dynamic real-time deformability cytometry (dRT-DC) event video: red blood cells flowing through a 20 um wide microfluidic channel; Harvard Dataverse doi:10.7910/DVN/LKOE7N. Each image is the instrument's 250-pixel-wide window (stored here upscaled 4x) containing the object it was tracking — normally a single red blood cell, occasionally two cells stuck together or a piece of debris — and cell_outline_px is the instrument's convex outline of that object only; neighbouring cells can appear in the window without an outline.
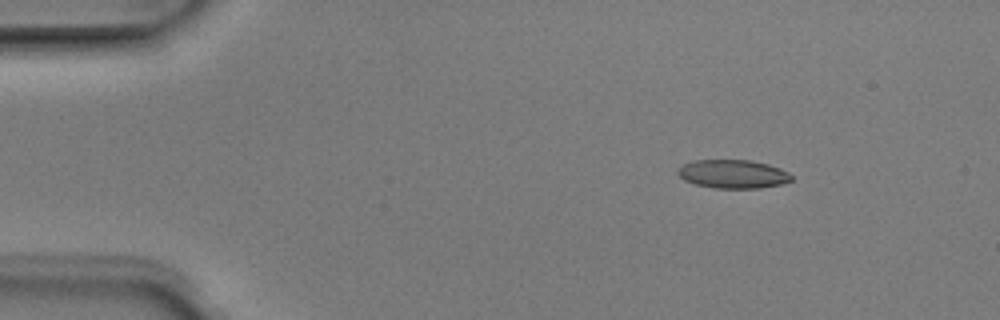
{"species": "Egyptian fruit bat (a non-hibernating species)", "species_latin": "Rousettus aegyptiacus", "temperature_condition": "room temperature", "stored_images_in_passage": 4, "camera_frame_rate_fps": 3000, "um_per_image_px": 0.085, "animal": {"sex": "male"}, "frame": {"image": 1, "passage_image": 2, "time_ms": 0.333, "image_size_px": [1000, 320], "cell_outline_px": [[792, 180], [780, 184], [760, 188], [712, 188], [696, 184], [684, 180], [676, 172], [684, 164], [692, 160], [748, 160], [768, 164], [780, 168], [788, 172], [792, 176]], "centroid_in_image_um": [62.3, 14.79], "position_along_channel_um": 22.7, "area_um2": 18.84}}